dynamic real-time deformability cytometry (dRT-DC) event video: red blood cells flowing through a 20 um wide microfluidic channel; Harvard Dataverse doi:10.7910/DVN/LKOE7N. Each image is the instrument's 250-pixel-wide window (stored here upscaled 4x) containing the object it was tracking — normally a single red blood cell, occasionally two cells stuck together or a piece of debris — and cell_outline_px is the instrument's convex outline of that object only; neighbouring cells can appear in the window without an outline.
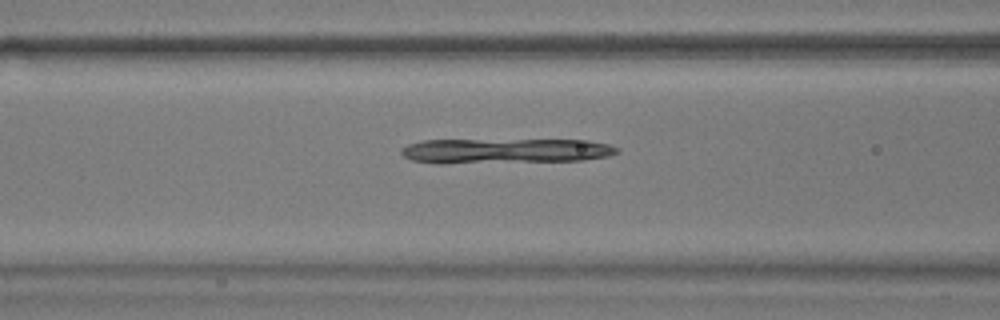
{"species": "common noctule bat (a hibernating species)", "species_latin": "Nyctalus noctula", "temperature_condition": "warm", "stored_images_in_passage": 54, "camera_frame_rate_fps": 3000, "um_per_image_px": 0.085, "animal": {"sex": "male", "body_mass_g": 17.9}, "frame": {"image": 1, "passage_image": 21, "time_ms": 6.667, "image_size_px": [1000, 320], "cell_outline_px": [[620, 152], [608, 156], [584, 160], [440, 164], [412, 160], [404, 156], [400, 152], [400, 148], [408, 144], [424, 140], [588, 140], [608, 144], [620, 148]], "centroid_in_image_um": [42.94, 12.83], "position_along_channel_um": 123.7, "area_um2": 31.73}}